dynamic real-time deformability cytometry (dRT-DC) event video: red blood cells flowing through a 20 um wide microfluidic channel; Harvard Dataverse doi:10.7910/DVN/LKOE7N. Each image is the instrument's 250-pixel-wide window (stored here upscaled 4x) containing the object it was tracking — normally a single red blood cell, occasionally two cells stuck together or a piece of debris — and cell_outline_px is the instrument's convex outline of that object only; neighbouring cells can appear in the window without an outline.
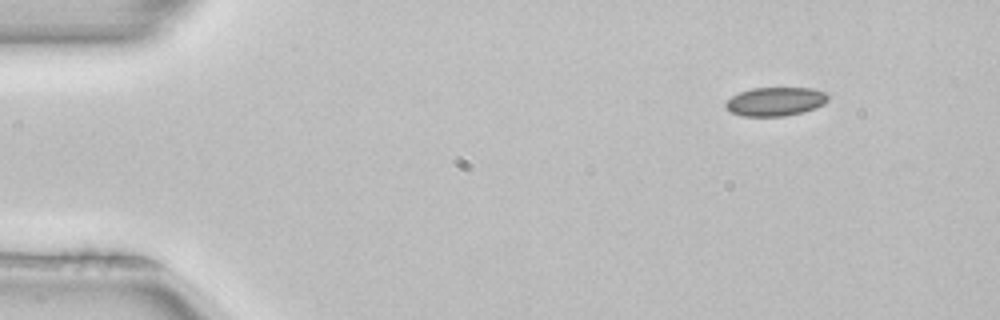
{"species": "common noctule bat (a hibernating species)", "species_latin": "Nyctalus noctula", "temperature_condition": "room temperature", "stored_images_in_passage": 4, "camera_frame_rate_fps": 3000, "um_per_image_px": 0.085, "animal": {"sex": "female", "body_mass_g": 22.7, "forearm_length_mm": 54.2}, "frame": {"image": 1, "passage_image": 1, "time_ms": 0.0, "image_size_px": [1000, 320], "cell_outline_px": [[828, 100], [824, 104], [816, 108], [804, 112], [784, 116], [740, 116], [724, 108], [724, 104], [732, 96], [740, 92], [752, 88], [812, 88], [824, 92], [828, 96]], "centroid_in_image_um": [65.9, 8.64], "position_along_channel_um": 19.1, "area_um2": 17.22}}
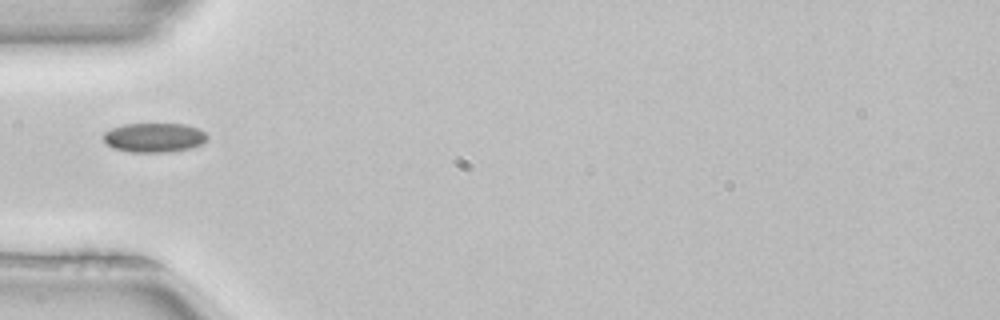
{"frame": {"image": 2, "passage_image": 4, "time_ms": 1.0, "image_size_px": [1000, 320], "cell_outline_px": [[208, 136], [200, 144], [192, 148], [168, 152], [132, 152], [112, 148], [104, 140], [104, 132], [112, 128], [124, 124], [184, 124], [196, 128], [204, 132]], "centroid_in_image_um": [13.08, 11.7], "position_along_channel_um": 71.9, "area_um2": 17.57}}